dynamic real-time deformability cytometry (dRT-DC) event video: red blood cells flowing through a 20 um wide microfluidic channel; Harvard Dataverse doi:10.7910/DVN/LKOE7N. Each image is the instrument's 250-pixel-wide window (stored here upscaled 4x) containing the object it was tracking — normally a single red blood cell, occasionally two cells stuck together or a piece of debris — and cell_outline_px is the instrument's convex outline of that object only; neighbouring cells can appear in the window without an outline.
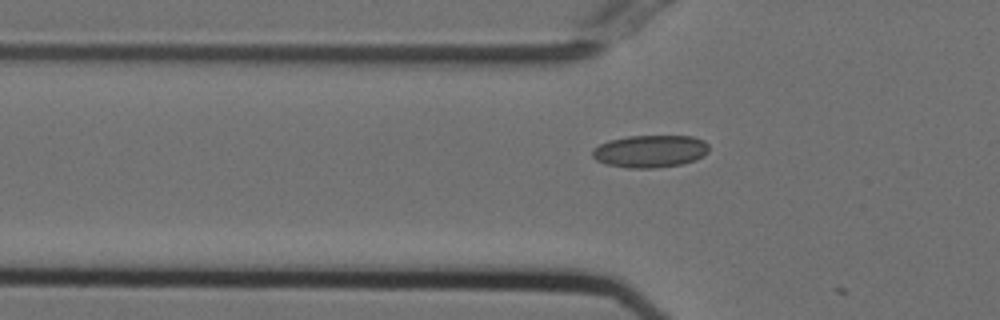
{"species": "Egyptian fruit bat (a non-hibernating species)", "species_latin": "Rousettus aegyptiacus", "temperature_condition": "cold", "stored_images_in_passage": 8, "camera_frame_rate_fps": 3000, "um_per_image_px": 0.085, "animal": {"sex": "female"}, "frame": {"image": 1, "passage_image": 6, "time_ms": 1.667, "image_size_px": [1000, 320], "cell_outline_px": [[708, 152], [704, 156], [696, 160], [680, 164], [656, 168], [628, 168], [604, 164], [596, 160], [592, 156], [592, 148], [608, 140], [628, 136], [692, 136], [704, 140], [708, 144]], "centroid_in_image_um": [55.25, 12.86], "position_along_channel_um": 70.6, "area_um2": 22.25}}